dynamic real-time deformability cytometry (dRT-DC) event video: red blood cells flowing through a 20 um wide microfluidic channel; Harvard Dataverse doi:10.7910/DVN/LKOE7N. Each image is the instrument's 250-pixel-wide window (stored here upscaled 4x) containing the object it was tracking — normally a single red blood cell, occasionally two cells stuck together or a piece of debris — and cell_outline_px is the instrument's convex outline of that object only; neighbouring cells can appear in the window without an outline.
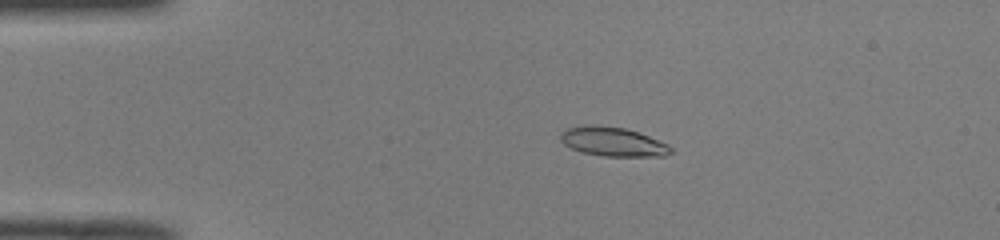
{"species": "common noctule bat (a hibernating species)", "species_latin": "Nyctalus noctula", "temperature_condition": "room temperature", "stored_images_in_passage": 46, "camera_frame_rate_fps": 3000, "um_per_image_px": 0.085, "animal": {"sex": "male", "body_mass_g": 19.0, "forearm_length_mm": 50.8}, "frame": {"image": 1, "passage_image": 6, "time_ms": 1.667, "image_size_px": [1000, 240], "cell_outline_px": [[676, 152], [664, 156], [604, 156], [580, 152], [564, 144], [560, 140], [560, 132], [568, 128], [592, 124], [596, 124], [624, 128], [640, 132], [668, 144]], "centroid_in_image_um": [52.12, 12.04], "position_along_channel_um": 32.9, "area_um2": 18.96}}
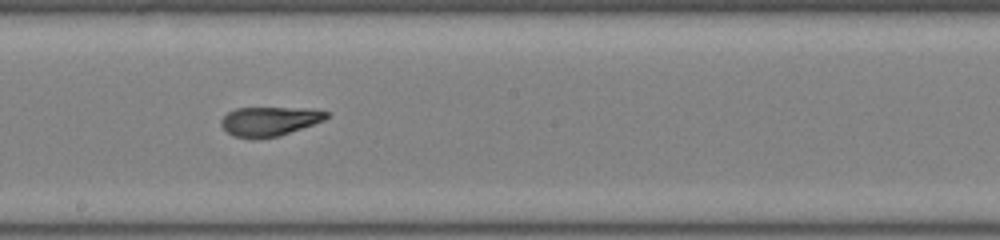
{"frame": {"image": 2, "passage_image": 24, "time_ms": 7.667, "image_size_px": [1000, 240], "cell_outline_px": [[328, 116], [324, 120], [280, 136], [252, 140], [232, 136], [220, 124], [220, 120], [228, 112], [236, 108], [308, 108], [328, 112]], "centroid_in_image_um": [22.87, 10.32], "position_along_channel_um": 225.3, "area_um2": 18.09}}
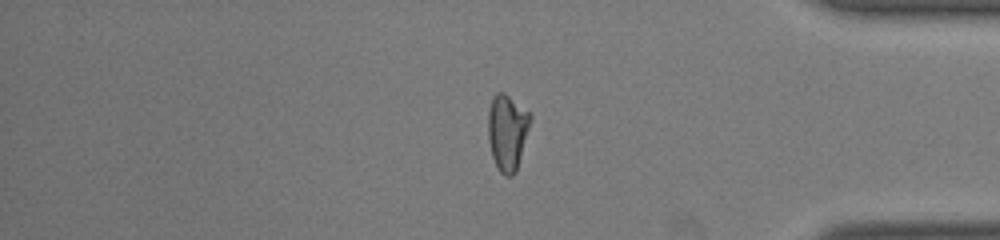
{"frame": {"image": 3, "passage_image": 38, "time_ms": 12.333, "image_size_px": [1000, 240], "cell_outline_px": [[532, 116], [516, 172], [512, 176], [504, 176], [500, 172], [492, 156], [488, 140], [488, 108], [492, 96], [496, 92], [504, 92], [532, 112]], "centroid_in_image_um": [43.12, 11.17], "position_along_channel_um": 392.1, "area_um2": 19.02}, "authors_computed_cell_mechanics": {"area_um2": 18.6983, "velocity_mm_per_s": 4.0287, "shape_relaxation_time_tau1_ms": null, "shape_relaxation_time_tau2_ms": 1.5736, "deformation_change_tau1": null, "deformation_change_tau2": 0.0912}}